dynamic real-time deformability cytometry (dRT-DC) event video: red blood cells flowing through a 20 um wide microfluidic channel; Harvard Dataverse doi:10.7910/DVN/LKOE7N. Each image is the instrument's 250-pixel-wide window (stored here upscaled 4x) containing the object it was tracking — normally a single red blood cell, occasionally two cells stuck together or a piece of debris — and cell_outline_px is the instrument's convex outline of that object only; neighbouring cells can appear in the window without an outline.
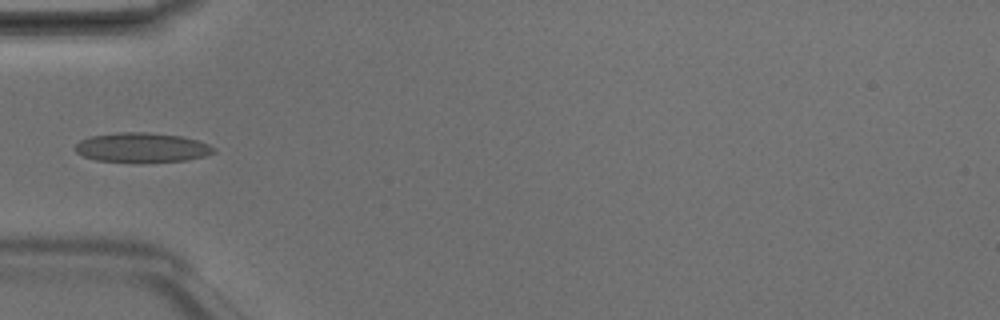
{"species": "Egyptian fruit bat (a non-hibernating species)", "species_latin": "Rousettus aegyptiacus", "temperature_condition": "room temperature", "stored_images_in_passage": 4, "camera_frame_rate_fps": 3000, "um_per_image_px": 0.085, "animal": {"sex": "male"}, "frame": {"image": 1, "passage_image": 4, "time_ms": 1.0, "image_size_px": [1000, 320], "cell_outline_px": [[216, 152], [204, 156], [188, 160], [96, 160], [84, 156], [76, 152], [76, 144], [80, 140], [92, 136], [120, 132], [148, 132], [180, 136], [196, 140], [208, 144], [216, 148]], "centroid_in_image_um": [12.09, 12.5], "position_along_channel_um": 72.9, "area_um2": 23.0}}